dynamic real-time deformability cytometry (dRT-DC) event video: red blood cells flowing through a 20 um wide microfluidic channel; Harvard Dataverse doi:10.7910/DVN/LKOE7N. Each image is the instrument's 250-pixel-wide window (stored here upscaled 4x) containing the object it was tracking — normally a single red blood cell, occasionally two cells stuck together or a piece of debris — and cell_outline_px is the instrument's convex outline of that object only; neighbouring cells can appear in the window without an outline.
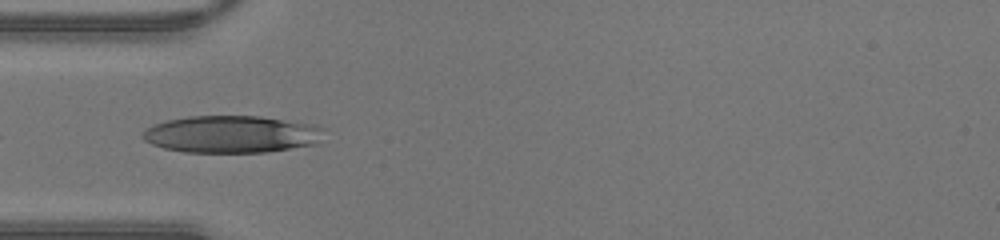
{"species": "human", "species_latin": "Homo sapiens", "temperature_condition": "warm", "stored_images_in_passage": 8, "camera_frame_rate_fps": 3000, "um_per_image_px": 0.085, "donor": {"sex": "male"}, "frame": {"image": 1, "passage_image": 1, "time_ms": 0.0, "image_size_px": [1000, 240], "cell_outline_px": [[324, 128], [320, 144], [264, 152], [184, 152], [164, 148], [152, 144], [144, 140], [140, 136], [144, 128], [164, 120], [188, 116], [260, 116], [320, 124]], "centroid_in_image_um": [19.72, 11.4], "position_along_channel_um": 65.3, "area_um2": 40.0}}
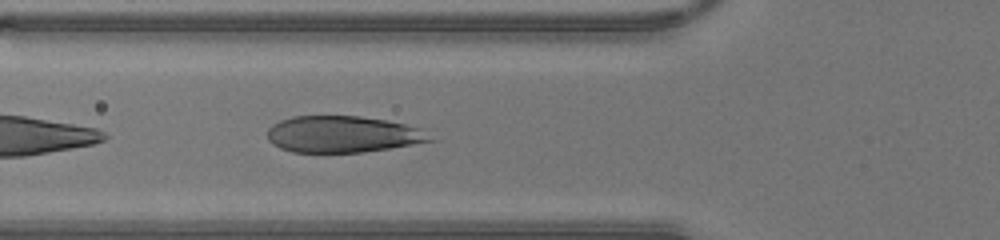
{"frame": {"image": 2, "passage_image": 3, "time_ms": 0.667, "image_size_px": [1000, 240], "cell_outline_px": [[436, 140], [364, 152], [292, 152], [280, 148], [272, 144], [268, 140], [268, 128], [272, 124], [280, 120], [292, 116], [360, 116], [384, 120], [404, 124], [420, 128]], "centroid_in_image_um": [29.09, 11.41], "position_along_channel_um": 96.7, "area_um2": 34.51}}
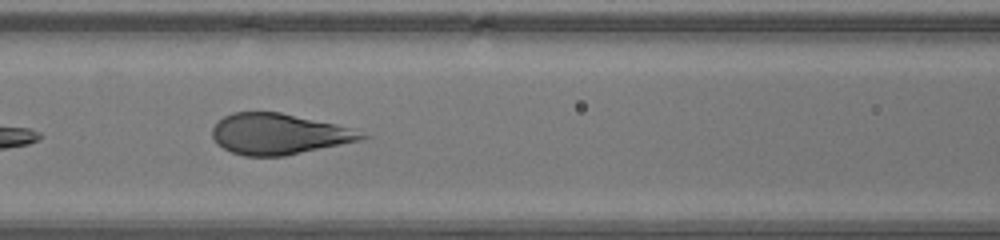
{"frame": {"image": 3, "passage_image": 6, "time_ms": 1.667, "image_size_px": [1000, 240], "cell_outline_px": [[368, 136], [364, 140], [284, 156], [244, 156], [232, 152], [216, 144], [212, 136], [212, 128], [224, 116], [232, 112], [280, 112], [332, 124], [348, 128]], "centroid_in_image_um": [23.64, 11.4], "position_along_channel_um": 143.0, "area_um2": 35.14}}